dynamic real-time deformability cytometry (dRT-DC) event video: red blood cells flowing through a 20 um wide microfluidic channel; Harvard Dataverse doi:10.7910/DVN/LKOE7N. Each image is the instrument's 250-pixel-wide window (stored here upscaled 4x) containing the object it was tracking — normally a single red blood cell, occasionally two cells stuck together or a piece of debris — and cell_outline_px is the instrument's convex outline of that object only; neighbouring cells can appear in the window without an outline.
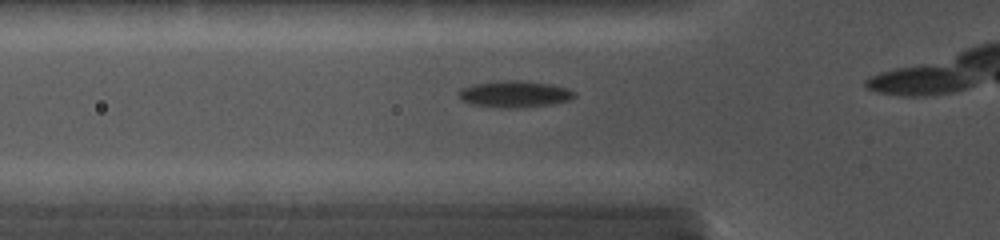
{"species": "common noctule bat (a hibernating species)", "species_latin": "Nyctalus noctula", "temperature_condition": "cold", "stored_images_in_passage": 31, "camera_frame_rate_fps": 5000, "um_per_image_px": 0.085, "animal": {"sex": "female", "body_mass_g": 19.0, "forearm_length_mm": 56.7}, "frame": {"image": 1, "passage_image": 4, "time_ms": 0.8, "image_size_px": [1000, 240], "cell_outline_px": [[576, 96], [568, 100], [544, 104], [476, 104], [464, 100], [460, 96], [460, 88], [476, 84], [500, 80], [520, 80], [552, 84], [568, 88], [576, 92]], "centroid_in_image_um": [43.82, 7.9], "position_along_channel_um": 82.0, "area_um2": 16.3}}
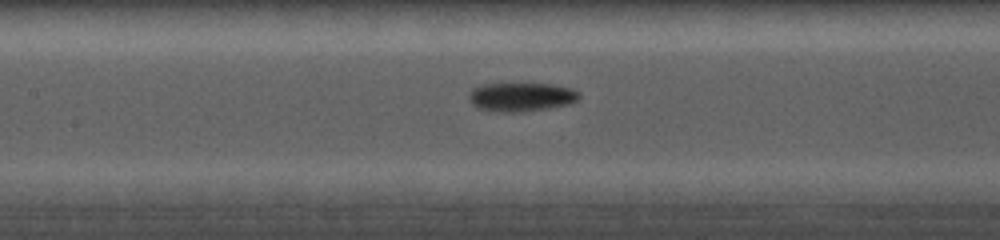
{"frame": {"image": 2, "passage_image": 15, "time_ms": 2.8, "image_size_px": [1000, 240], "cell_outline_px": [[580, 96], [576, 100], [564, 104], [540, 108], [512, 112], [480, 108], [472, 104], [468, 96], [468, 92], [472, 88], [480, 84], [552, 84], [572, 88], [580, 92]], "centroid_in_image_um": [44.26, 8.19], "position_along_channel_um": 163.1, "area_um2": 17.86}}
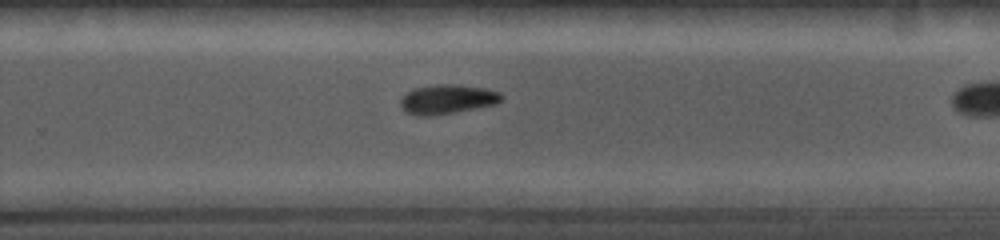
{"frame": {"image": 3, "passage_image": 30, "time_ms": 6.0, "image_size_px": [1000, 240], "cell_outline_px": [[504, 96], [496, 104], [456, 112], [432, 116], [416, 116], [404, 112], [400, 104], [400, 100], [408, 92], [416, 88], [436, 84], [452, 84], [488, 88], [500, 92]], "centroid_in_image_um": [38.03, 8.44], "position_along_channel_um": 291.8, "area_um2": 17.4}}